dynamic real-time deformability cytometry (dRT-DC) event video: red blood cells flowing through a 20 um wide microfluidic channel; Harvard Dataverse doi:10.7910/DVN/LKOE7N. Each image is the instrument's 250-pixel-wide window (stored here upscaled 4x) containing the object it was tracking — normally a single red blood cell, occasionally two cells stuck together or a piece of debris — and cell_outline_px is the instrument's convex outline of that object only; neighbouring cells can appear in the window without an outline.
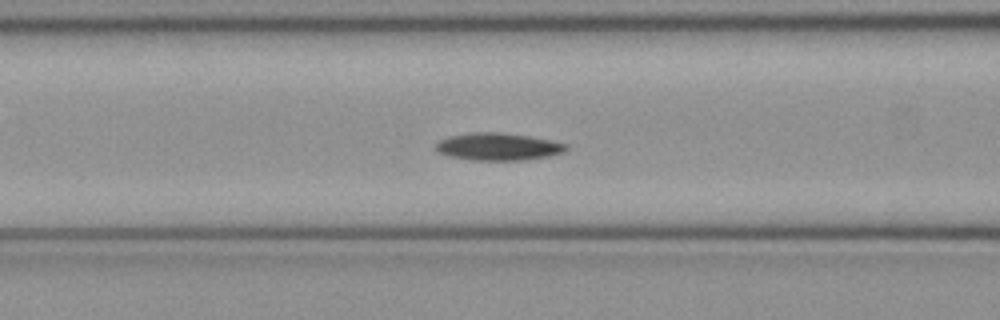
{"species": "common noctule bat (a hibernating species)", "species_latin": "Nyctalus noctula", "temperature_condition": "cold", "stored_images_in_passage": 51, "camera_frame_rate_fps": 3000, "um_per_image_px": 0.085, "animal": {"sex": "female", "body_mass_g": 21.9}, "frame": {"image": 1, "passage_image": 20, "time_ms": 6.333, "image_size_px": [1000, 320], "cell_outline_px": [[568, 148], [564, 152], [548, 156], [524, 160], [472, 160], [448, 156], [440, 152], [436, 148], [436, 144], [440, 140], [448, 136], [468, 132], [500, 132], [528, 136], [552, 140], [568, 144]], "centroid_in_image_um": [42.35, 12.46], "position_along_channel_um": 124.2, "area_um2": 20.87}}
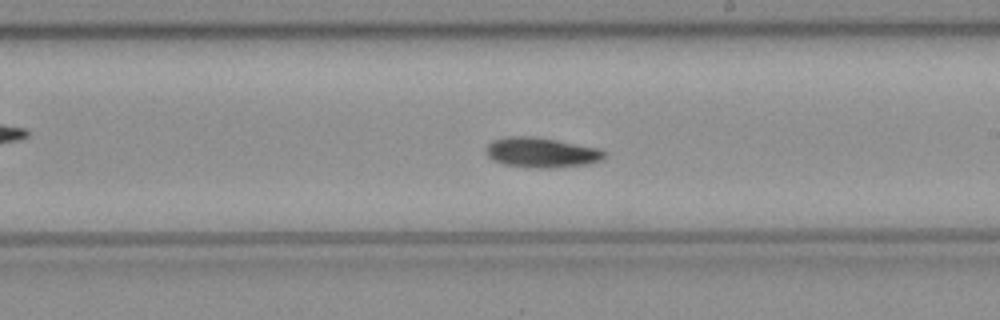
{"frame": {"image": 2, "passage_image": 29, "time_ms": 9.333, "image_size_px": [1000, 320], "cell_outline_px": [[608, 156], [604, 160], [588, 164], [552, 168], [536, 168], [504, 164], [492, 160], [484, 152], [484, 148], [492, 140], [504, 136], [532, 136], [556, 140], [600, 148]], "centroid_in_image_um": [46.02, 12.96], "position_along_channel_um": 243.0, "area_um2": 21.04}}
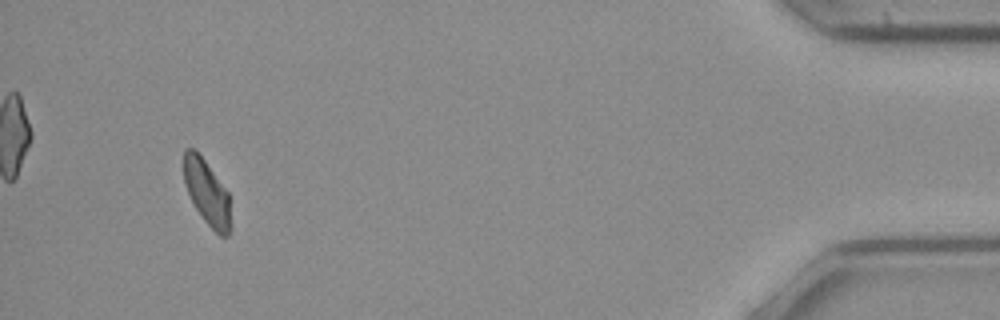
{"frame": {"image": 3, "passage_image": 48, "time_ms": 15.667, "image_size_px": [1000, 320], "cell_outline_px": [[232, 228], [228, 236], [220, 236], [204, 220], [196, 208], [188, 192], [184, 180], [184, 148], [192, 148], [204, 160], [228, 192]], "centroid_in_image_um": [17.62, 16.41], "position_along_channel_um": 417.6, "area_um2": 17.51}, "authors_computed_cell_mechanics": {"area_um2": 19.7098, "velocity_mm_per_s": 3.9576, "shape_relaxation_time_tau1_ms": 4.8001, "shape_relaxation_time_tau2_ms": null, "deformation_change_tau1": 0.1036, "deformation_change_tau2": null}}